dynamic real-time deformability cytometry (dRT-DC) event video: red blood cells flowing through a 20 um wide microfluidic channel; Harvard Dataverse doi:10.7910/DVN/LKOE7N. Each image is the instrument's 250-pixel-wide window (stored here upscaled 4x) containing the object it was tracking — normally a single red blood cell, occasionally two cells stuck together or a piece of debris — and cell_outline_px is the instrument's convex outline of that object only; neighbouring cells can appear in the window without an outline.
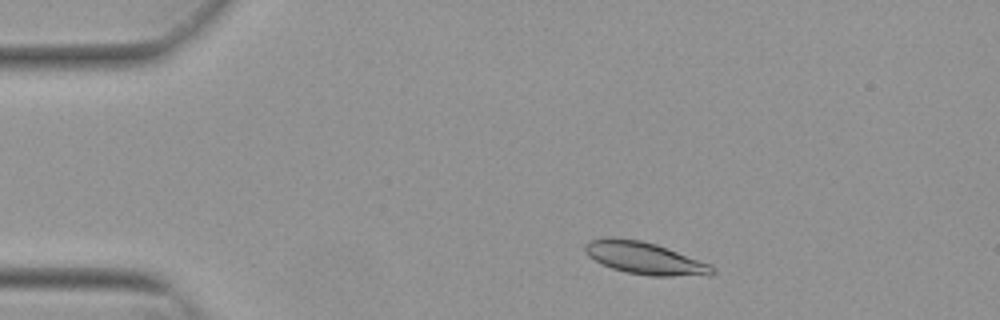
{"species": "Egyptian fruit bat (a non-hibernating species)", "species_latin": "Rousettus aegyptiacus", "temperature_condition": "warm", "stored_images_in_passage": 23, "camera_frame_rate_fps": 3000, "um_per_image_px": 0.085, "animal": {"sex": "female"}, "frame": {"image": 1, "passage_image": 3, "time_ms": 0.667, "image_size_px": [1000, 320], "cell_outline_px": [[716, 272], [712, 276], [648, 276], [624, 272], [600, 264], [588, 256], [584, 248], [584, 244], [588, 240], [608, 236], [612, 236], [640, 240], [656, 244], [708, 264], [716, 268]], "centroid_in_image_um": [54.76, 21.95], "position_along_channel_um": 30.2, "area_um2": 24.22}}
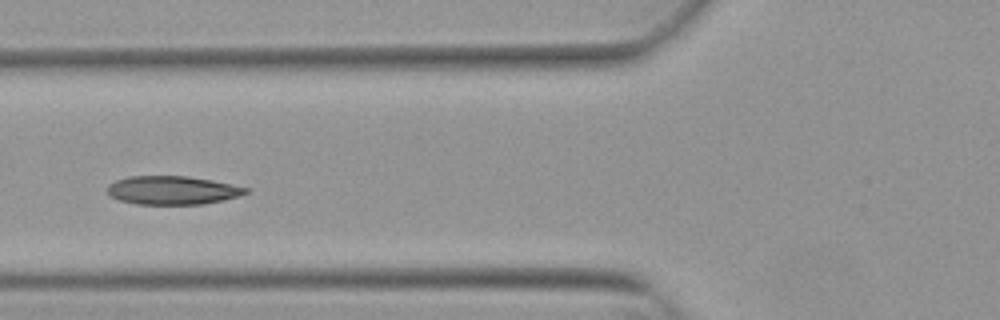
{"frame": {"image": 2, "passage_image": 14, "time_ms": 4.333, "image_size_px": [1000, 320], "cell_outline_px": [[248, 192], [240, 196], [224, 200], [204, 204], [136, 204], [120, 200], [112, 196], [108, 192], [108, 184], [116, 180], [128, 176], [188, 176], [212, 180], [232, 184], [248, 188]], "centroid_in_image_um": [14.68, 16.17], "position_along_channel_um": 111.1, "area_um2": 23.0}}
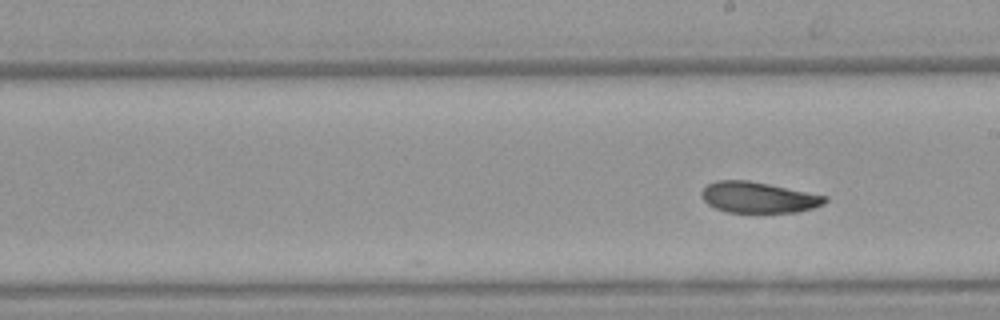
{"frame": {"image": 3, "passage_image": 23, "time_ms": 7.333, "image_size_px": [1000, 320], "cell_outline_px": [[828, 200], [824, 204], [812, 208], [796, 212], [728, 212], [716, 208], [708, 204], [700, 196], [700, 192], [708, 184], [716, 180], [748, 180], [828, 196]], "centroid_in_image_um": [64.45, 16.77], "position_along_channel_um": 224.5, "area_um2": 22.14}}